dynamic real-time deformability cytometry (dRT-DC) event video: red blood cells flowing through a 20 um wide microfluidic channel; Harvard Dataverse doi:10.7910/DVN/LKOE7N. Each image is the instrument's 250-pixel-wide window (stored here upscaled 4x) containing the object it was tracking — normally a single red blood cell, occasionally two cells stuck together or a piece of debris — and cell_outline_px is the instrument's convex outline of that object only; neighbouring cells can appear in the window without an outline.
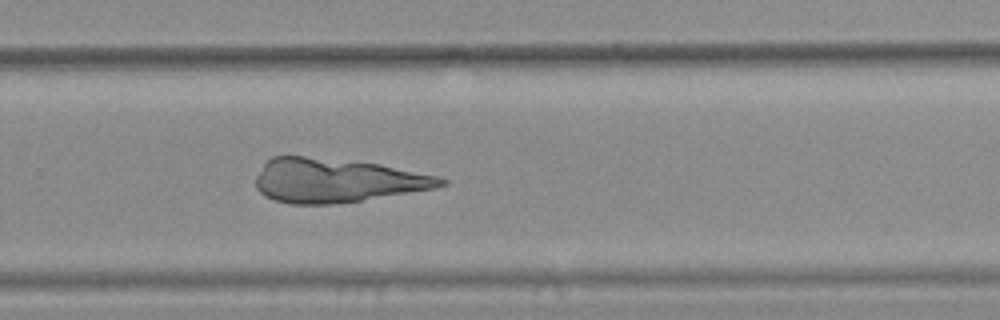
{"species": "common noctule bat (a hibernating species)", "species_latin": "Nyctalus noctula", "temperature_condition": "warm", "stored_images_in_passage": 31, "camera_frame_rate_fps": 3000, "um_per_image_px": 0.085, "animal": {"sex": "female", "body_mass_g": 25.1}, "frame": {"image": 1, "passage_image": 20, "time_ms": 6.333, "image_size_px": [1000, 320], "cell_outline_px": [[448, 184], [436, 188], [336, 204], [288, 204], [264, 196], [256, 188], [256, 176], [264, 164], [272, 156], [304, 156], [380, 164], [436, 176], [448, 180]], "centroid_in_image_um": [28.59, 15.35], "position_along_channel_um": 301.2, "area_um2": 47.05}}